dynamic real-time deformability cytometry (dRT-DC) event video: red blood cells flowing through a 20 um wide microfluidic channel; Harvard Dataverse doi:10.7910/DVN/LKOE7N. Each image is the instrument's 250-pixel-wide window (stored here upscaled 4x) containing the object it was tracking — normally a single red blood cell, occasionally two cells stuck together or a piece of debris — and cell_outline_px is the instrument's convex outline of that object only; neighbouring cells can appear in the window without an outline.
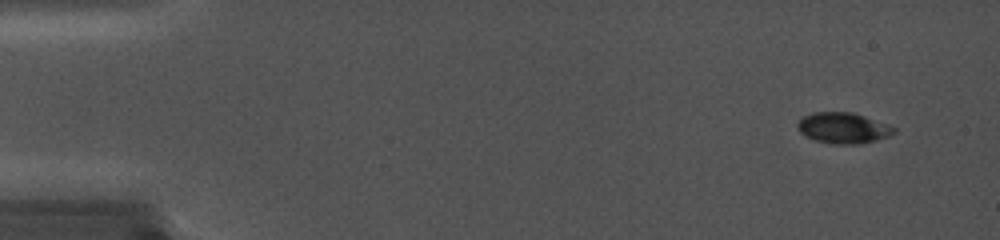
{"species": "common noctule bat (a hibernating species)", "species_latin": "Nyctalus noctula", "temperature_condition": "cold", "stored_images_in_passage": 35, "camera_frame_rate_fps": 5000, "um_per_image_px": 0.085, "animal": {"sex": "female", "body_mass_g": 19.0, "forearm_length_mm": 56.7}, "frame": {"image": 1, "passage_image": 3, "time_ms": 0.4, "image_size_px": [1000, 240], "cell_outline_px": [[896, 132], [888, 136], [876, 140], [860, 144], [832, 144], [816, 140], [804, 136], [796, 128], [796, 124], [804, 116], [816, 112], [852, 112], [888, 124], [896, 128]], "centroid_in_image_um": [71.66, 10.88], "position_along_channel_um": 13.3, "area_um2": 17.34}}
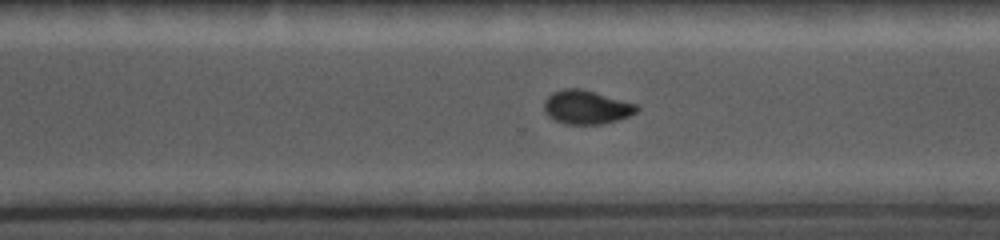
{"frame": {"image": 2, "passage_image": 28, "time_ms": 5.4, "image_size_px": [1000, 240], "cell_outline_px": [[640, 108], [636, 112], [628, 116], [616, 120], [600, 124], [564, 124], [548, 116], [544, 112], [544, 100], [552, 92], [564, 88], [580, 88], [596, 92], [640, 104]], "centroid_in_image_um": [49.86, 9.09], "position_along_channel_um": 320.7, "area_um2": 18.44}}
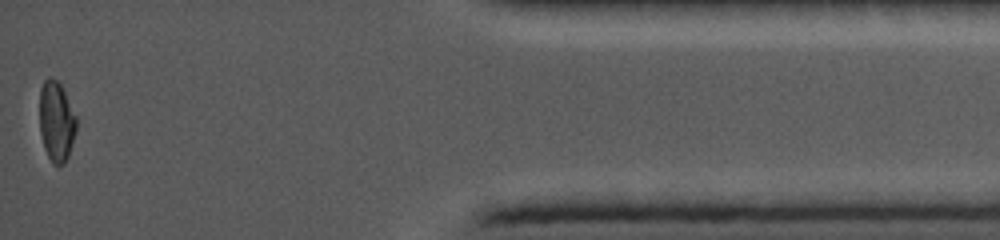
{"frame": {"image": 3, "passage_image": 35, "time_ms": 6.8, "image_size_px": [1000, 240], "cell_outline_px": [[76, 128], [68, 156], [64, 164], [52, 164], [44, 148], [40, 132], [40, 88], [44, 80], [48, 76], [56, 80], [64, 88], [76, 116]], "centroid_in_image_um": [4.79, 10.29], "position_along_channel_um": 430.4, "area_um2": 17.22}}